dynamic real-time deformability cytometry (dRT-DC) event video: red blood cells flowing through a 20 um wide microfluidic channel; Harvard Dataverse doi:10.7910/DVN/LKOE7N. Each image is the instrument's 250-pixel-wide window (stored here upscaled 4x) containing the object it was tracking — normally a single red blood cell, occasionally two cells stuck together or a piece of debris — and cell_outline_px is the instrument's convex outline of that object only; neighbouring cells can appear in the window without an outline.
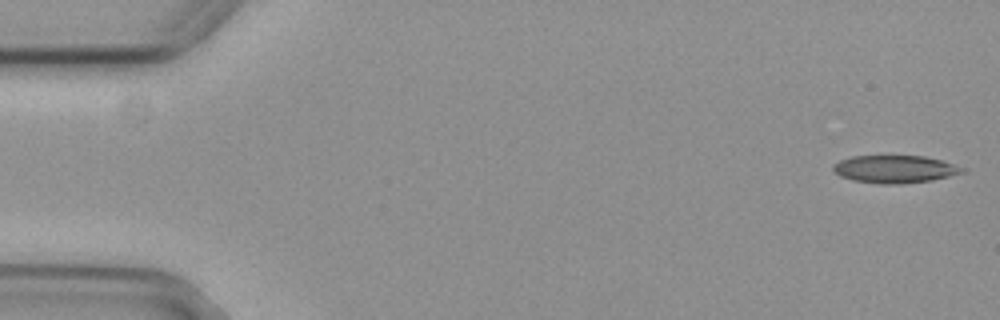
{"species": "common noctule bat (a hibernating species)", "species_latin": "Nyctalus noctula", "temperature_condition": "cold", "stored_images_in_passage": 15, "camera_frame_rate_fps": 3000, "um_per_image_px": 0.085, "animal": {"sex": "female", "body_mass_g": 29.2, "forearm_length_mm": 56.3}, "frame": {"image": 1, "passage_image": 1, "time_ms": 0.0, "image_size_px": [1000, 320], "cell_outline_px": [[968, 172], [932, 180], [900, 184], [880, 184], [852, 180], [840, 176], [832, 168], [832, 164], [840, 160], [852, 156], [880, 152], [888, 152], [924, 156], [940, 160], [968, 168]], "centroid_in_image_um": [76.06, 14.31], "position_along_channel_um": 8.9, "area_um2": 22.14}}
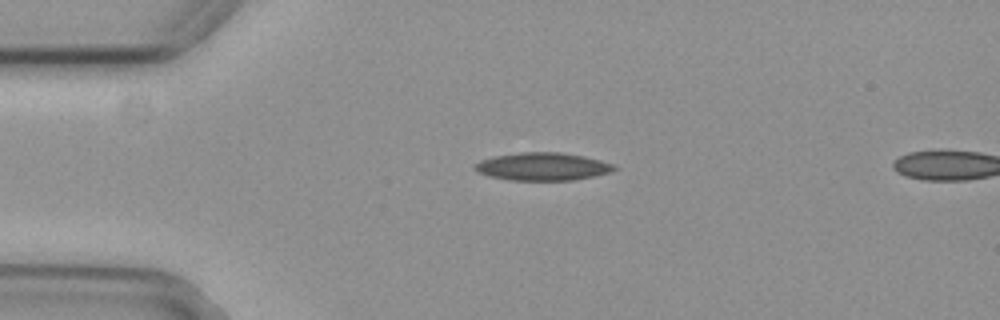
{"frame": {"image": 2, "passage_image": 12, "time_ms": 3.667, "image_size_px": [1000, 320], "cell_outline_px": [[616, 168], [608, 172], [592, 176], [572, 180], [508, 180], [488, 176], [476, 172], [472, 168], [480, 160], [492, 156], [520, 152], [560, 152], [584, 156], [616, 164]], "centroid_in_image_um": [46.06, 14.15], "position_along_channel_um": 38.9, "area_um2": 22.66}}